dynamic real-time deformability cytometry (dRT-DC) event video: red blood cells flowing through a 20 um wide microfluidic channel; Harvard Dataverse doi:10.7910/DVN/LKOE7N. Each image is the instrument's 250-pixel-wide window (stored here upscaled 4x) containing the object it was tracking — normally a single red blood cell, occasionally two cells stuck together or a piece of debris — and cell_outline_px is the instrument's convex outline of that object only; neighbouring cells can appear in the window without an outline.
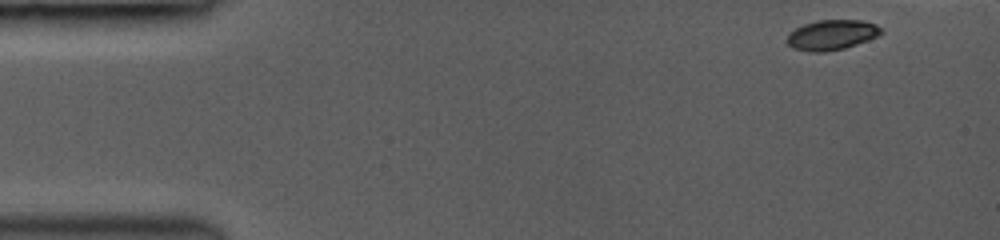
{"species": "common noctule bat (a hibernating species)", "species_latin": "Nyctalus noctula", "temperature_condition": "room temperature", "stored_images_in_passage": 75, "camera_frame_rate_fps": 3000, "um_per_image_px": 0.085, "animal": {"sex": "female", "body_mass_g": 19.0, "forearm_length_mm": 53.3}, "frame": {"image": 1, "passage_image": 1, "time_ms": 0.0, "image_size_px": [1000, 240], "cell_outline_px": [[884, 32], [880, 36], [844, 48], [824, 52], [808, 52], [792, 48], [788, 44], [788, 32], [804, 24], [820, 20], [864, 20], [876, 24]], "centroid_in_image_um": [70.72, 2.97], "position_along_channel_um": 14.3, "area_um2": 16.59}}
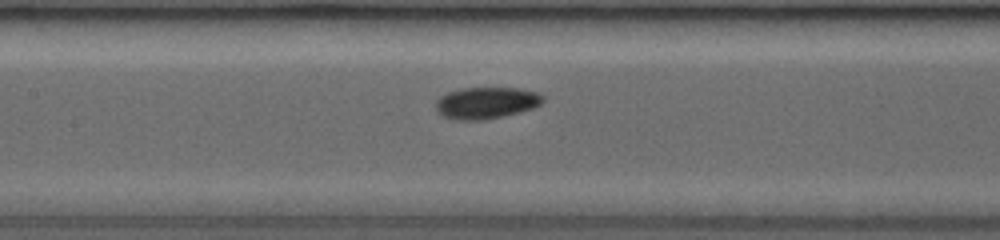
{"frame": {"image": 2, "passage_image": 42, "time_ms": 6.333, "image_size_px": [1000, 240], "cell_outline_px": [[544, 100], [540, 104], [532, 108], [520, 112], [504, 116], [484, 120], [456, 120], [444, 116], [436, 108], [436, 100], [440, 96], [448, 92], [460, 88], [520, 88], [536, 92], [544, 96]], "centroid_in_image_um": [41.34, 8.74], "position_along_channel_um": 166.1, "area_um2": 19.77}}
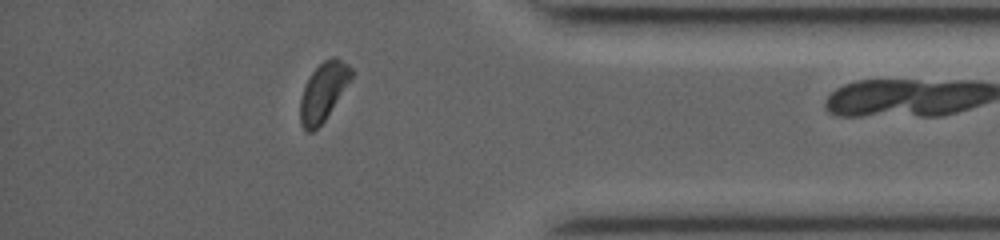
{"frame": {"image": 3, "passage_image": 72, "time_ms": 12.333, "image_size_px": [1000, 240], "cell_outline_px": [[352, 76], [324, 120], [312, 132], [304, 132], [300, 124], [300, 100], [304, 84], [312, 72], [324, 60], [332, 56], [336, 56], [348, 64], [352, 68]], "centroid_in_image_um": [27.44, 7.78], "position_along_channel_um": 407.8, "area_um2": 17.11}}